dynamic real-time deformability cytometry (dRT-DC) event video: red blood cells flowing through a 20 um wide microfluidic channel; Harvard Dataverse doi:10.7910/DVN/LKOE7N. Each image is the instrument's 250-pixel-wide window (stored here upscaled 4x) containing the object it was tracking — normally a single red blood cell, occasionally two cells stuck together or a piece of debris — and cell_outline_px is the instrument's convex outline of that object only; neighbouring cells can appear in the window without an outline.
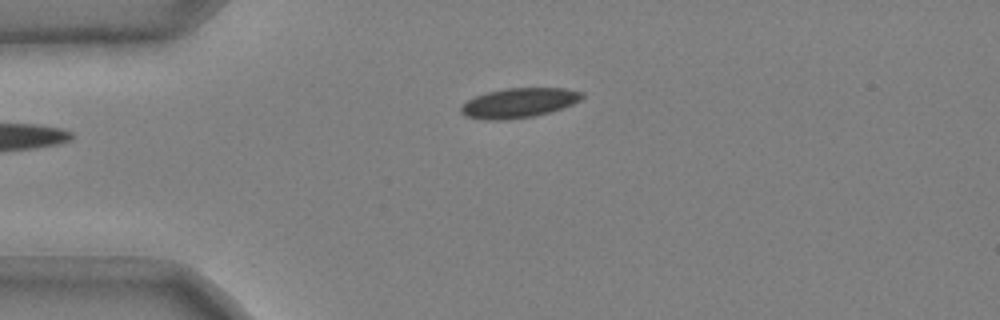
{"species": "common noctule bat (a hibernating species)", "species_latin": "Nyctalus noctula", "temperature_condition": "cold", "stored_images_in_passage": 35, "camera_frame_rate_fps": 3000, "um_per_image_px": 0.085, "animal": {"sex": "male", "body_mass_g": 20.4}, "frame": {"image": 1, "passage_image": 1, "time_ms": 0.0, "image_size_px": [1000, 320], "cell_outline_px": [[584, 96], [580, 100], [572, 104], [548, 112], [532, 116], [508, 120], [484, 120], [464, 116], [460, 112], [460, 108], [468, 100], [476, 96], [488, 92], [504, 88], [564, 88], [584, 92]], "centroid_in_image_um": [44.08, 8.74], "position_along_channel_um": 40.9, "area_um2": 20.87}}
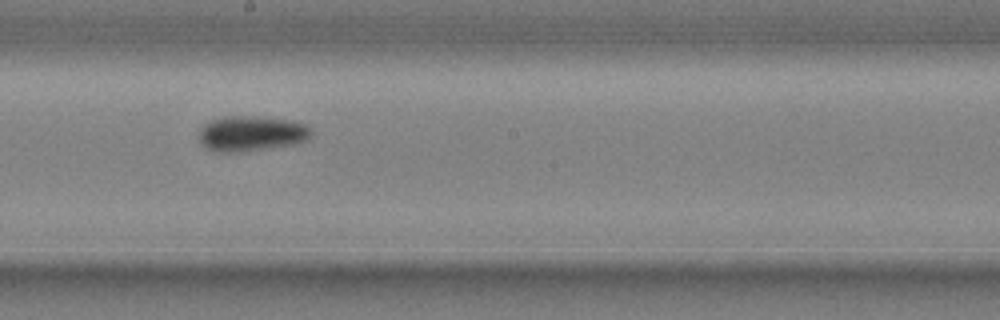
{"frame": {"image": 2, "passage_image": 18, "time_ms": 5.667, "image_size_px": [1000, 320], "cell_outline_px": [[312, 132], [308, 140], [296, 144], [244, 152], [216, 152], [200, 144], [200, 128], [204, 124], [212, 120], [224, 116], [264, 116], [296, 120], [308, 124]], "centroid_in_image_um": [21.43, 11.34], "position_along_channel_um": 226.8, "area_um2": 23.7}}
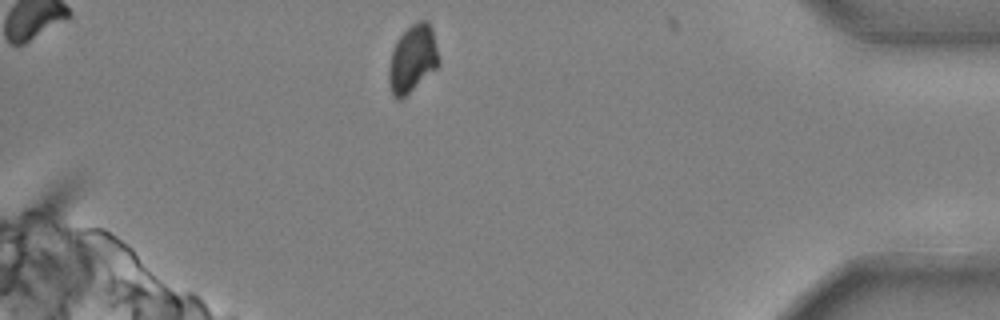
{"frame": {"image": 3, "passage_image": 35, "time_ms": 11.333, "image_size_px": [1000, 320], "cell_outline_px": [[440, 64], [436, 68], [400, 100], [396, 100], [392, 96], [388, 84], [388, 68], [392, 52], [400, 36], [412, 24], [420, 20], [428, 20], [432, 28], [440, 60]], "centroid_in_image_um": [35.06, 5.01], "position_along_channel_um": 400.1, "area_um2": 19.54}, "authors_computed_cell_mechanics": {"area_um2": 21.7328, "velocity_mm_per_s": 3.6988, "shape_relaxation_time_tau1_ms": 8.215, "shape_relaxation_time_tau2_ms": null, "deformation_change_tau1": 0.1695, "deformation_change_tau2": null}}